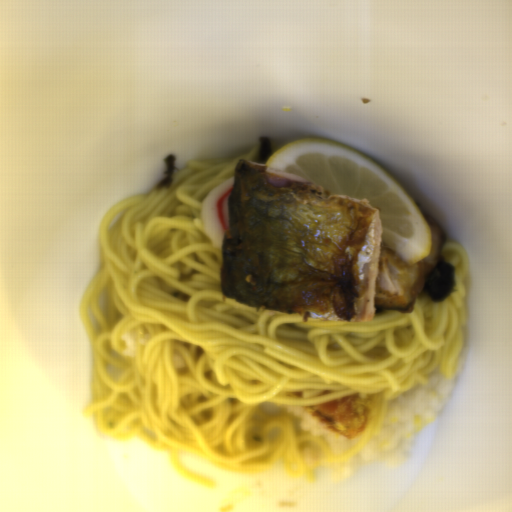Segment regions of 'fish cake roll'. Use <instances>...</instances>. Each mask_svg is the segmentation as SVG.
Listing matches in <instances>:
<instances>
[{
    "instance_id": "14b837c1",
    "label": "fish cake roll",
    "mask_w": 512,
    "mask_h": 512,
    "mask_svg": "<svg viewBox=\"0 0 512 512\" xmlns=\"http://www.w3.org/2000/svg\"><path fill=\"white\" fill-rule=\"evenodd\" d=\"M235 175L215 186L200 207L201 227L213 245L224 250L229 227L227 201L233 190Z\"/></svg>"
}]
</instances>
